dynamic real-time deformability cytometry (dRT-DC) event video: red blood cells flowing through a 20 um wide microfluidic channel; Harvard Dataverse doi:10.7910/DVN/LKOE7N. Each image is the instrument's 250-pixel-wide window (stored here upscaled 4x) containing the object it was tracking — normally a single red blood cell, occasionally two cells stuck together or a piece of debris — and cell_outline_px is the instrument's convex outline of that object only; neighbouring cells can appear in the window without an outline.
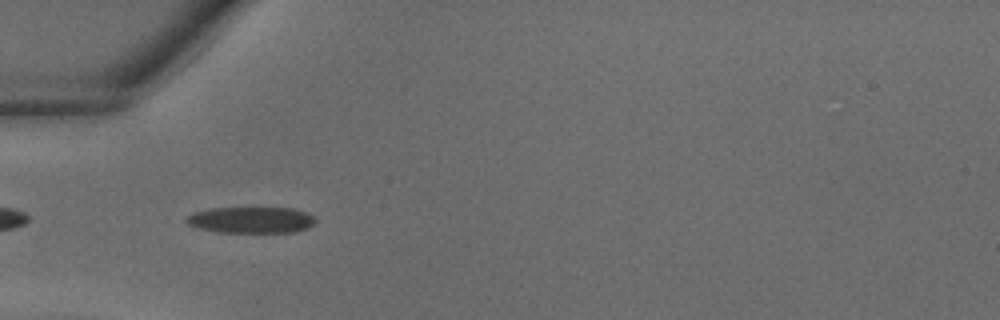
{"species": "common noctule bat (a hibernating species)", "species_latin": "Nyctalus noctula", "temperature_condition": "warm", "stored_images_in_passage": 25, "camera_frame_rate_fps": 3000, "um_per_image_px": 0.085, "animal": {"sex": "male", "body_mass_g": 18.8}, "frame": {"image": 1, "passage_image": 1, "time_ms": 0.0, "image_size_px": [1000, 320], "cell_outline_px": [[316, 220], [308, 228], [292, 232], [220, 232], [200, 228], [188, 224], [184, 220], [192, 212], [208, 208], [292, 208], [308, 212], [316, 216]], "centroid_in_image_um": [21.36, 18.68], "position_along_channel_um": 63.6, "area_um2": 19.83}}
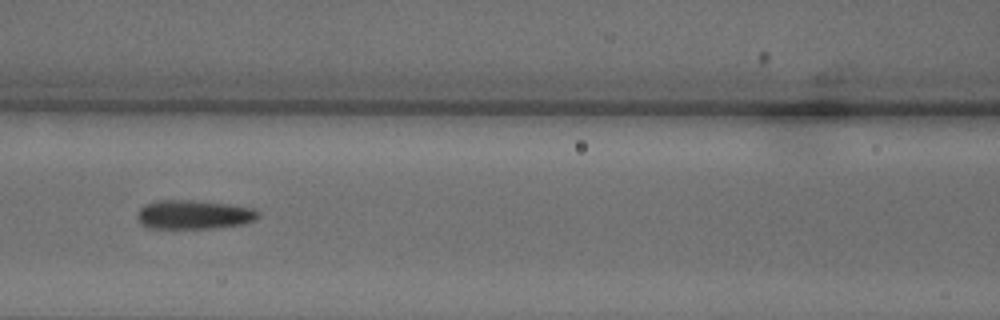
{"frame": {"image": 2, "passage_image": 6, "time_ms": 1.667, "image_size_px": [1000, 320], "cell_outline_px": [[260, 216], [256, 220], [244, 224], [216, 228], [148, 228], [140, 224], [136, 220], [136, 212], [144, 204], [160, 200], [192, 200], [228, 204], [256, 208], [260, 212]], "centroid_in_image_um": [16.48, 18.24], "position_along_channel_um": 150.1, "area_um2": 20.87}}
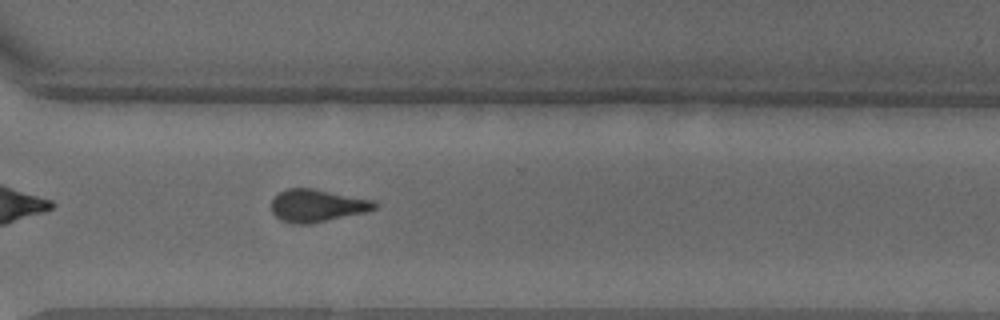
{"frame": {"image": 3, "passage_image": 17, "time_ms": 5.333, "image_size_px": [1000, 320], "cell_outline_px": [[380, 204], [376, 208], [368, 212], [312, 224], [292, 224], [280, 220], [272, 212], [272, 200], [280, 192], [288, 188], [312, 188], [376, 200]], "centroid_in_image_um": [27.02, 17.49], "position_along_channel_um": 343.6, "area_um2": 19.94}}